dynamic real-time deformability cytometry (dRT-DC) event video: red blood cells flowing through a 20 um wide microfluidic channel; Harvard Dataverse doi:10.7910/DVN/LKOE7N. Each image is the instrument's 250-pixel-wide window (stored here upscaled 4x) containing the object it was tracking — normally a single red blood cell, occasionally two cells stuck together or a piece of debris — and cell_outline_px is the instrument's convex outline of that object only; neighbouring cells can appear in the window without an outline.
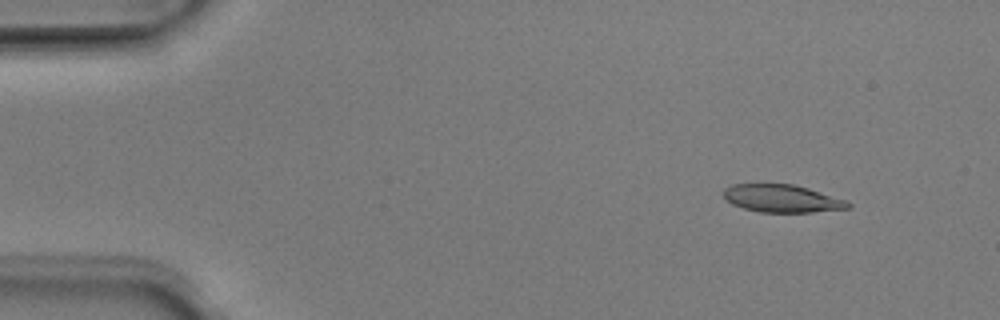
{"species": "Egyptian fruit bat (a non-hibernating species)", "species_latin": "Rousettus aegyptiacus", "temperature_condition": "room temperature", "stored_images_in_passage": 50, "camera_frame_rate_fps": 3000, "um_per_image_px": 0.085, "animal": {"sex": "male"}, "frame": {"image": 1, "passage_image": 5, "time_ms": 1.333, "image_size_px": [1000, 320], "cell_outline_px": [[852, 204], [848, 208], [812, 212], [760, 212], [744, 208], [732, 204], [724, 196], [724, 188], [732, 184], [792, 184], [808, 188], [848, 200]], "centroid_in_image_um": [66.49, 16.87], "position_along_channel_um": 18.5, "area_um2": 20.0}}
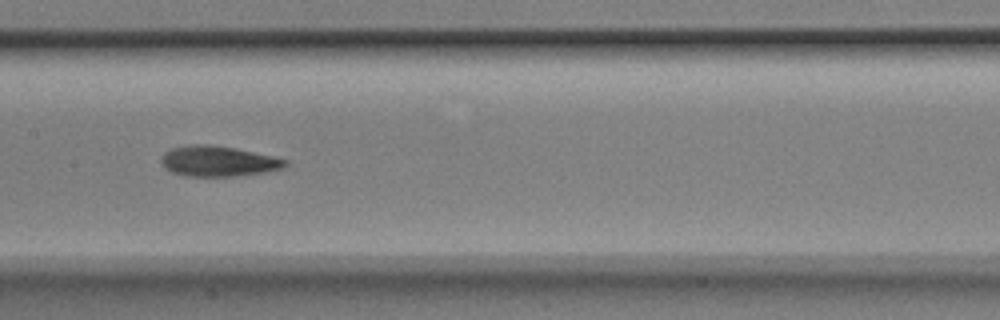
{"frame": {"image": 2, "passage_image": 25, "time_ms": 8.0, "image_size_px": [1000, 320], "cell_outline_px": [[288, 164], [280, 168], [264, 172], [236, 176], [184, 176], [172, 172], [164, 168], [160, 160], [160, 156], [164, 152], [172, 148], [192, 144], [208, 144], [236, 148], [272, 156], [288, 160]], "centroid_in_image_um": [18.49, 13.7], "position_along_channel_um": 188.9, "area_um2": 22.02}}
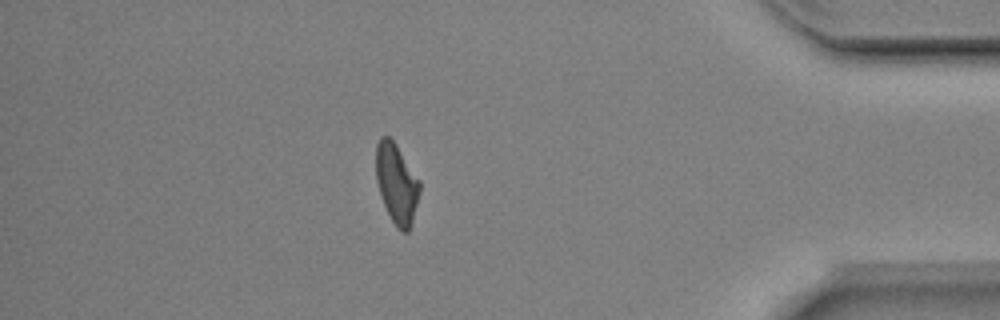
{"frame": {"image": 3, "passage_image": 44, "time_ms": 14.333, "image_size_px": [1000, 320], "cell_outline_px": [[420, 192], [412, 220], [408, 232], [400, 232], [396, 228], [380, 196], [376, 180], [376, 144], [380, 136], [388, 136], [396, 144], [420, 180]], "centroid_in_image_um": [33.7, 15.59], "position_along_channel_um": 401.5, "area_um2": 20.35}, "authors_computed_cell_mechanics": {"area_um2": 21.2126, "velocity_mm_per_s": 3.9863, "shape_relaxation_time_tau1_ms": 3.219, "shape_relaxation_time_tau2_ms": 4.6432, "deformation_change_tau1": 0.1583, "deformation_change_tau2": 0.1196}}